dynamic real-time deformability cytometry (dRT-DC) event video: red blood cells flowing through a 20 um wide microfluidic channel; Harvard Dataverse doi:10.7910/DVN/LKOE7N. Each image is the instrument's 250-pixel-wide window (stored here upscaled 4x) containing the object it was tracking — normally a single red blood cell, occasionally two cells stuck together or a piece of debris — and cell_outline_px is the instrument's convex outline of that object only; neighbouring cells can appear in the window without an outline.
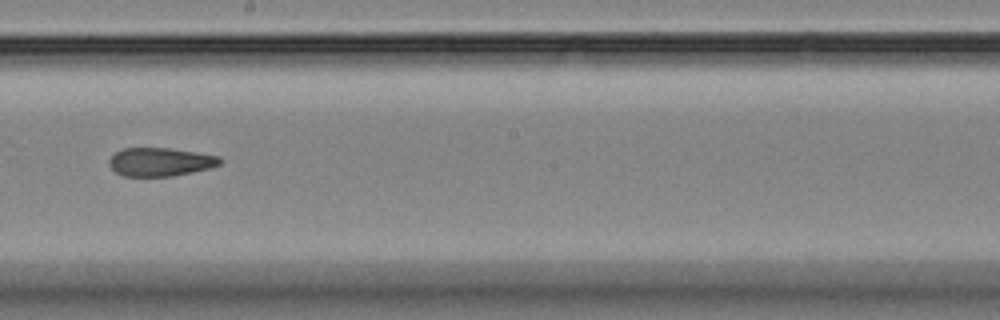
{"species": "Egyptian fruit bat (a non-hibernating species)", "species_latin": "Rousettus aegyptiacus", "temperature_condition": "room temperature", "stored_images_in_passage": 15, "camera_frame_rate_fps": 3000, "um_per_image_px": 0.085, "animal": {"sex": "female"}, "frame": {"image": 1, "passage_image": 9, "time_ms": 10.333, "image_size_px": [1000, 320], "cell_outline_px": [[224, 160], [220, 164], [208, 168], [192, 172], [172, 176], [124, 176], [116, 172], [108, 164], [108, 160], [116, 152], [124, 148], [168, 148], [196, 152], [220, 156]], "centroid_in_image_um": [13.63, 13.76], "position_along_channel_um": 234.6, "area_um2": 18.32}}
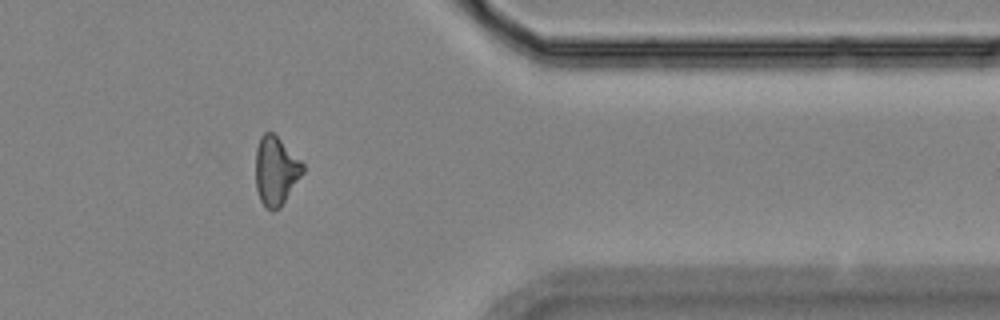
{"frame": {"image": 2, "passage_image": 13, "time_ms": 15.0, "image_size_px": [1000, 320], "cell_outline_px": [[304, 172], [280, 208], [272, 212], [264, 208], [260, 200], [256, 188], [256, 148], [260, 136], [264, 132], [272, 132], [304, 164]], "centroid_in_image_um": [23.43, 14.56], "position_along_channel_um": 388.0, "area_um2": 18.9}}
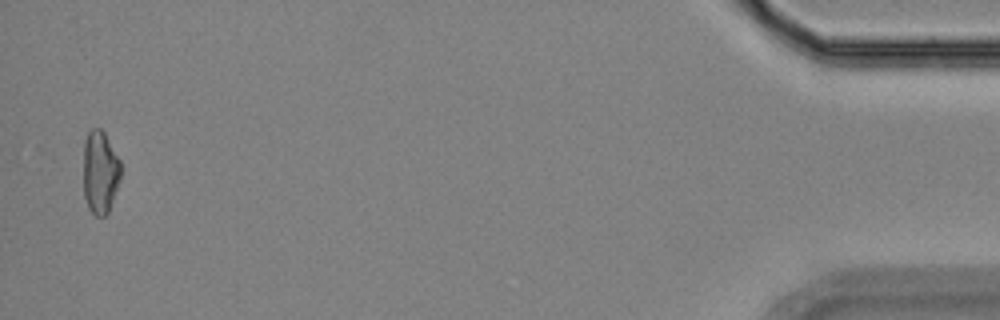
{"frame": {"image": 3, "passage_image": 15, "time_ms": 18.0, "image_size_px": [1000, 320], "cell_outline_px": [[120, 180], [108, 212], [104, 216], [96, 216], [88, 208], [84, 196], [84, 140], [88, 132], [92, 128], [100, 128], [104, 132], [120, 160]], "centroid_in_image_um": [8.5, 14.63], "position_along_channel_um": 426.7, "area_um2": 18.03}, "authors_computed_cell_mechanics": {"area_um2": 18.9584, "velocity_mm_per_s": 3.6215, "shape_relaxation_time_tau1_ms": null, "shape_relaxation_time_tau2_ms": 2.1738, "deformation_change_tau1": null, "deformation_change_tau2": 0.0701}}